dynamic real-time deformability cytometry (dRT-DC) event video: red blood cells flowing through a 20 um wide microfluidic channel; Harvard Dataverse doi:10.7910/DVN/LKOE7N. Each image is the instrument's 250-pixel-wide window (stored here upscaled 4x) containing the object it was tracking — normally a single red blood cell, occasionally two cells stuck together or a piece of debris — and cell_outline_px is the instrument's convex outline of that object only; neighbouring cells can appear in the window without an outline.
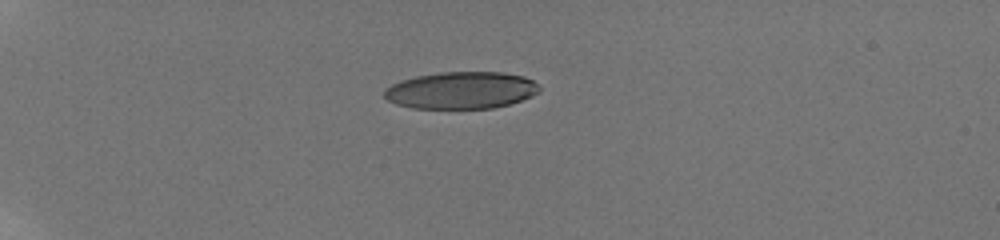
{"species": "human", "species_latin": "Homo sapiens", "temperature_condition": "room temperature", "stored_images_in_passage": 40, "camera_frame_rate_fps": 3000, "um_per_image_px": 0.085, "donor": {"sex": "male"}, "frame": {"image": 1, "passage_image": 1, "time_ms": 0.0, "image_size_px": [1000, 240], "cell_outline_px": [[540, 88], [532, 96], [508, 104], [492, 108], [412, 108], [396, 104], [388, 100], [384, 96], [384, 88], [400, 80], [416, 76], [440, 72], [504, 72], [524, 76], [532, 80]], "centroid_in_image_um": [39.16, 7.67], "position_along_channel_um": 45.8, "area_um2": 33.41}}
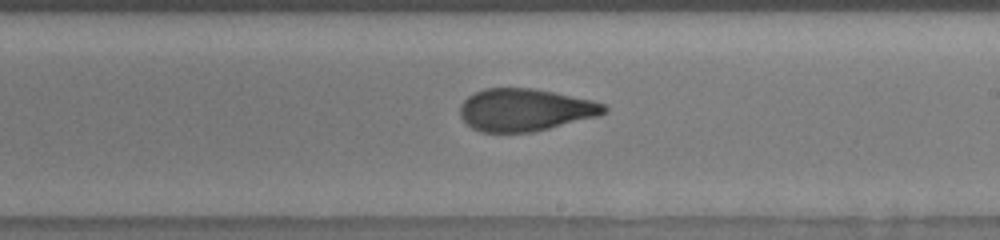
{"frame": {"image": 2, "passage_image": 21, "time_ms": 6.667, "image_size_px": [1000, 240], "cell_outline_px": [[608, 112], [600, 116], [532, 132], [480, 132], [472, 128], [460, 116], [460, 104], [468, 96], [484, 88], [532, 88], [592, 100], [604, 104], [608, 108]], "centroid_in_image_um": [44.64, 9.34], "position_along_channel_um": 244.4, "area_um2": 35.6}}
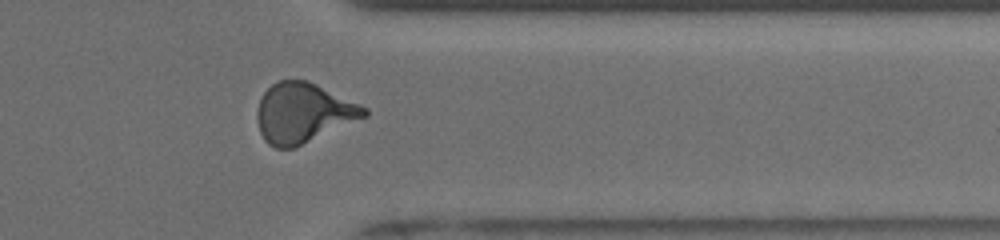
{"frame": {"image": 3, "passage_image": 32, "time_ms": 10.333, "image_size_px": [1000, 240], "cell_outline_px": [[368, 116], [292, 148], [276, 148], [268, 144], [264, 140], [260, 132], [256, 116], [256, 112], [260, 100], [264, 92], [276, 80], [308, 80], [360, 104], [368, 108]], "centroid_in_image_um": [25.76, 9.58], "position_along_channel_um": 385.6, "area_um2": 37.17}, "authors_computed_cell_mechanics": {"area_um2": 35.7204, "velocity_mm_per_s": 3.8817, "shape_relaxation_time_tau1_ms": 6.3337, "shape_relaxation_time_tau2_ms": 1.4558, "deformation_change_tau1": 0.2185, "deformation_change_tau2": 0.0878}}